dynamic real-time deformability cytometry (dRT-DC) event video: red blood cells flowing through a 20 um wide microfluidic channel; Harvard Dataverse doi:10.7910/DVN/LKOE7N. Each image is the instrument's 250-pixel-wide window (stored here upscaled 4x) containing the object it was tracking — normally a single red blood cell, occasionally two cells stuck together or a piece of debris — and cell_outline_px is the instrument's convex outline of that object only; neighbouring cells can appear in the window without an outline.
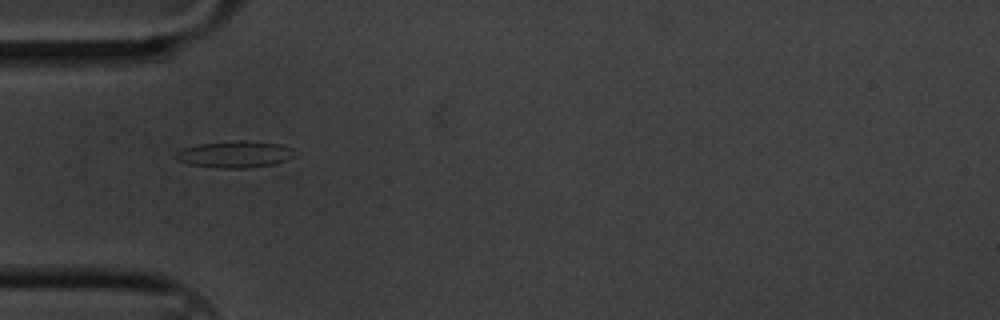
{"species": "common noctule bat (a hibernating species)", "species_latin": "Nyctalus noctula", "temperature_condition": "cold", "stored_images_in_passage": 43, "camera_frame_rate_fps": 3000, "um_per_image_px": 0.085, "animal": {"sex": "male", "body_mass_g": 20.1, "forearm_length_mm": 53.5}, "frame": {"image": 1, "passage_image": 1, "time_ms": 0.0, "image_size_px": [1000, 320], "cell_outline_px": [[300, 152], [296, 156], [288, 160], [272, 164], [244, 168], [216, 168], [188, 164], [176, 160], [176, 152], [184, 148], [200, 144], [236, 140], [244, 140], [280, 144], [292, 148]], "centroid_in_image_um": [20.03, 13.11], "position_along_channel_um": 65.0, "area_um2": 18.67}}
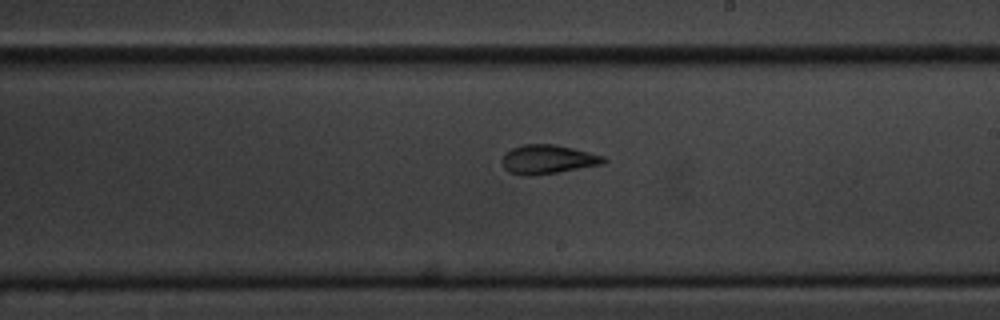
{"frame": {"image": 2, "passage_image": 17, "time_ms": 5.333, "image_size_px": [1000, 320], "cell_outline_px": [[608, 160], [604, 164], [556, 172], [524, 176], [508, 172], [504, 168], [500, 160], [504, 152], [512, 148], [524, 144], [552, 144], [572, 148], [604, 156]], "centroid_in_image_um": [46.52, 13.54], "position_along_channel_um": 242.5, "area_um2": 17.17}}
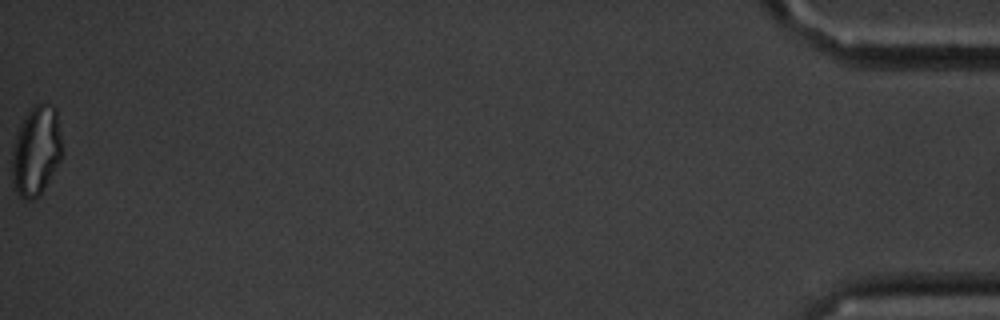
{"frame": {"image": 3, "passage_image": 43, "time_ms": 14.0, "image_size_px": [1000, 320], "cell_outline_px": [[64, 152], [60, 160], [40, 192], [32, 200], [24, 200], [12, 188], [12, 152], [16, 136], [32, 104], [52, 104], [56, 108]], "centroid_in_image_um": [3.08, 12.81], "position_along_channel_um": 432.1, "area_um2": 26.01}, "authors_computed_cell_mechanics": {"area_um2": 17.4556, "velocity_mm_per_s": 3.323, "shape_relaxation_time_tau1_ms": 4.9315, "shape_relaxation_time_tau2_ms": 2.065, "deformation_change_tau1": 0.14, "deformation_change_tau2": 0.0927}}